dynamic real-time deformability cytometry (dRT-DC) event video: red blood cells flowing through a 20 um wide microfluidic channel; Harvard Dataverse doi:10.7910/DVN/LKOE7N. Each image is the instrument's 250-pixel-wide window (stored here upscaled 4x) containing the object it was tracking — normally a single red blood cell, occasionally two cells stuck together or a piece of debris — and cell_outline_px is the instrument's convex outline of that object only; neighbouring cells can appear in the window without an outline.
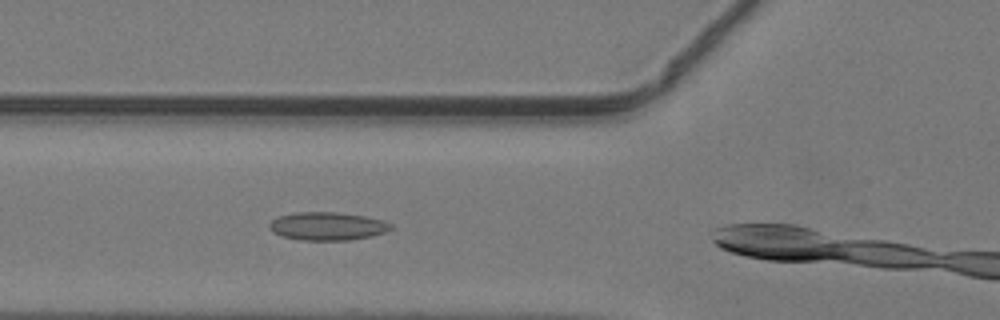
{"species": "common noctule bat (a hibernating species)", "species_latin": "Nyctalus noctula", "temperature_condition": "warm", "stored_images_in_passage": 7, "camera_frame_rate_fps": 3000, "um_per_image_px": 0.085, "animal": {"sex": "male", "body_mass_g": 19.2, "forearm_length_mm": 51.8}, "frame": {"image": 1, "passage_image": 4, "time_ms": 1.0, "image_size_px": [1000, 320], "cell_outline_px": [[392, 228], [384, 232], [368, 236], [348, 240], [300, 240], [284, 236], [272, 232], [268, 228], [268, 224], [272, 220], [280, 216], [296, 212], [336, 212], [364, 216], [384, 220], [392, 224]], "centroid_in_image_um": [27.8, 19.22], "position_along_channel_um": 98.0, "area_um2": 19.77}}